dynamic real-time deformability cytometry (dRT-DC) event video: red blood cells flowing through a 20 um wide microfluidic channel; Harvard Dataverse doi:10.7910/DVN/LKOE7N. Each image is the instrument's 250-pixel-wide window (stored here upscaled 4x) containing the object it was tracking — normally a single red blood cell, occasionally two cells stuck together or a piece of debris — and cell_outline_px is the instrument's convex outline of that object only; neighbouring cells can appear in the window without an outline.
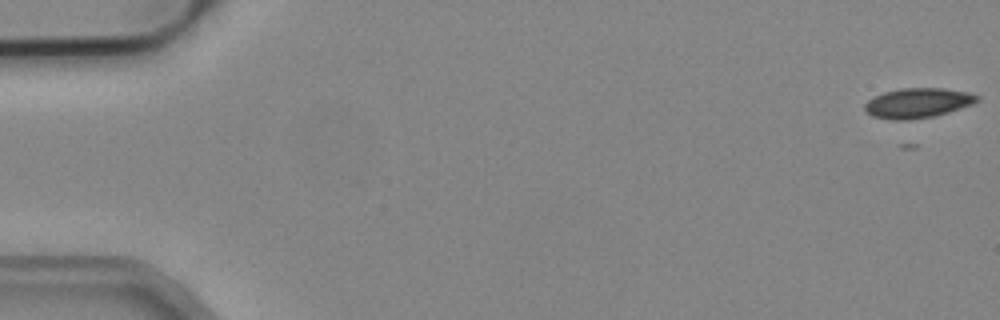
{"species": "common noctule bat (a hibernating species)", "species_latin": "Nyctalus noctula", "temperature_condition": "cold", "stored_images_in_passage": 6, "camera_frame_rate_fps": 3000, "um_per_image_px": 0.085, "animal": {"sex": "male", "body_mass_g": 19.2, "forearm_length_mm": 51.8}, "frame": {"image": 1, "passage_image": 1, "time_ms": 0.0, "image_size_px": [1000, 320], "cell_outline_px": [[980, 100], [972, 104], [948, 112], [932, 116], [908, 120], [892, 120], [872, 116], [864, 112], [864, 104], [868, 100], [884, 92], [900, 88], [944, 88], [968, 92], [980, 96]], "centroid_in_image_um": [77.99, 8.75], "position_along_channel_um": 7.0, "area_um2": 19.59}}
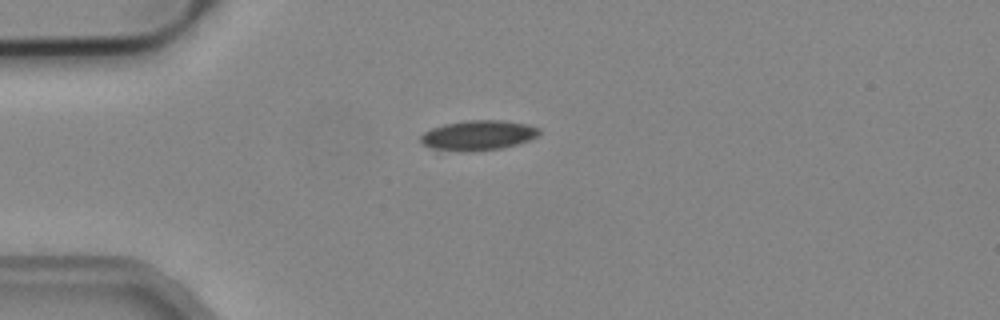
{"frame": {"image": 2, "passage_image": 4, "time_ms": 1.0, "image_size_px": [1000, 320], "cell_outline_px": [[540, 132], [536, 136], [528, 140], [504, 148], [432, 148], [424, 144], [420, 140], [420, 136], [424, 132], [432, 128], [444, 124], [468, 120], [504, 120], [528, 124], [540, 128]], "centroid_in_image_um": [40.71, 11.43], "position_along_channel_um": 44.3, "area_um2": 19.59}}